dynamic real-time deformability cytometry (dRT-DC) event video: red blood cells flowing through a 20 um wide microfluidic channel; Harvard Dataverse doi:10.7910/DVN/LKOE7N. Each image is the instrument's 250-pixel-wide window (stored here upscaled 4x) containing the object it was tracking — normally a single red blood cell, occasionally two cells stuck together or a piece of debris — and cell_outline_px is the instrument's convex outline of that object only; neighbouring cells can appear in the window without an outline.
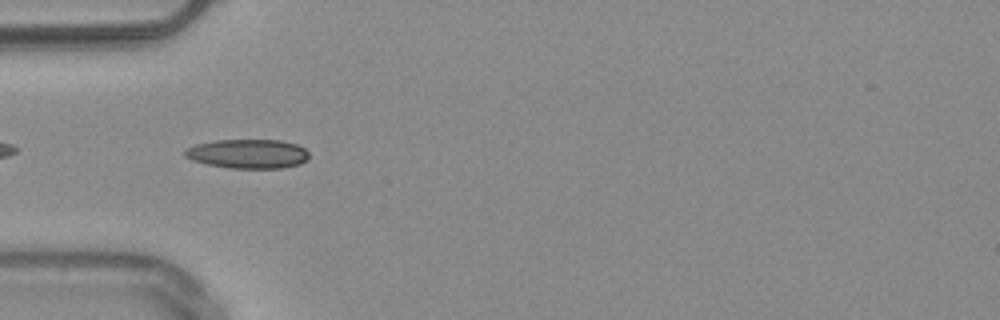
{"species": "common noctule bat (a hibernating species)", "species_latin": "Nyctalus noctula", "temperature_condition": "warm", "stored_images_in_passage": 6, "camera_frame_rate_fps": 3000, "um_per_image_px": 0.085, "animal": {"sex": "male", "body_mass_g": 20.4}, "frame": {"image": 1, "passage_image": 2, "time_ms": 0.333, "image_size_px": [1000, 320], "cell_outline_px": [[308, 156], [300, 164], [284, 168], [232, 168], [208, 164], [192, 160], [184, 156], [184, 148], [196, 144], [216, 140], [280, 140], [296, 144], [304, 148], [308, 152]], "centroid_in_image_um": [21.05, 13.07], "position_along_channel_um": 64.0, "area_um2": 21.1}}